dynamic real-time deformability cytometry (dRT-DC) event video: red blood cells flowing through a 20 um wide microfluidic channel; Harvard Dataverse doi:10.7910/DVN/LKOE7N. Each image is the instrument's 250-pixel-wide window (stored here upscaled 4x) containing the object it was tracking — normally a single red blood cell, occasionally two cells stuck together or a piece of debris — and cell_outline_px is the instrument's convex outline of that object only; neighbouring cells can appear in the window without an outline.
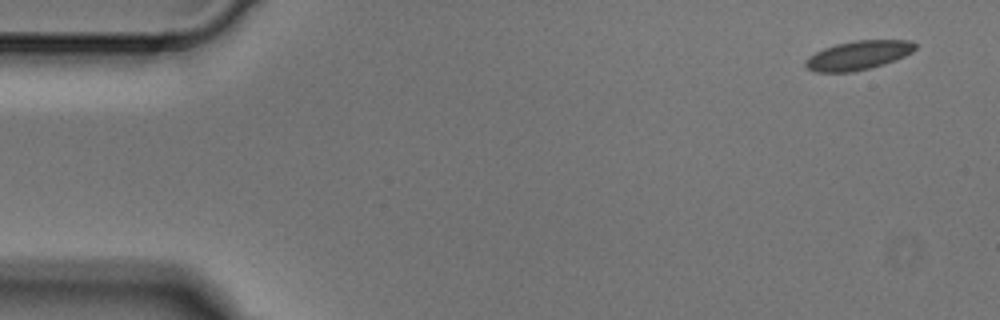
{"species": "Egyptian fruit bat (a non-hibernating species)", "species_latin": "Rousettus aegyptiacus", "temperature_condition": "cold", "stored_images_in_passage": 5, "segment_of_instrument_passage": [2, 2], "camera_frame_rate_fps": 3000, "um_per_image_px": 0.085, "animal": {"sex": "male"}, "frame": {"image": 1, "passage_image": 5, "time_ms": 1.333, "image_size_px": [1000, 320], "cell_outline_px": [[916, 48], [912, 52], [904, 56], [884, 64], [852, 72], [816, 72], [808, 68], [804, 64], [804, 60], [808, 56], [824, 48], [836, 44], [856, 40], [912, 40], [916, 44]], "centroid_in_image_um": [72.94, 4.69], "position_along_channel_um": 12.1, "area_um2": 18.5}}